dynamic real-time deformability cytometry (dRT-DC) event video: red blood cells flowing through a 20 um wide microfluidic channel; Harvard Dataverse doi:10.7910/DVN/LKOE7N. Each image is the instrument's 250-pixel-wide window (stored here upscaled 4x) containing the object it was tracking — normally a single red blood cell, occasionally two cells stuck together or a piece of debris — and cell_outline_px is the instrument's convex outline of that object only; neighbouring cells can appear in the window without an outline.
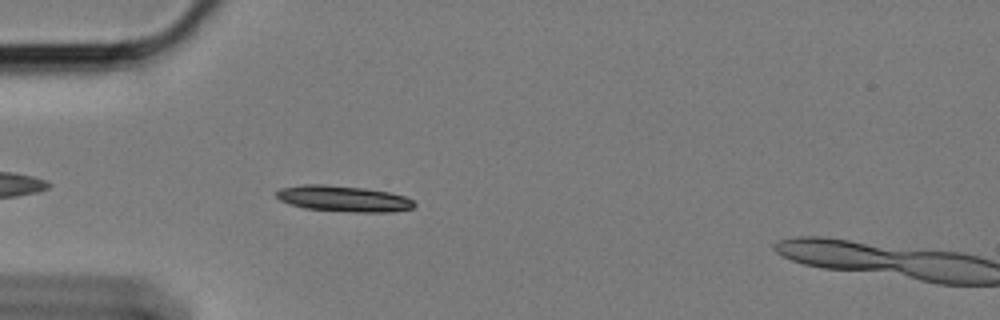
{"species": "Egyptian fruit bat (a non-hibernating species)", "species_latin": "Rousettus aegyptiacus", "temperature_condition": "cold", "stored_images_in_passage": 43, "camera_frame_rate_fps": 3000, "um_per_image_px": 0.085, "animal": {"sex": "female"}, "frame": {"image": 1, "passage_image": 1, "time_ms": 0.0, "image_size_px": [1000, 320], "cell_outline_px": [[416, 204], [412, 208], [392, 212], [352, 212], [304, 208], [288, 204], [280, 200], [276, 196], [276, 192], [280, 188], [300, 184], [324, 184], [364, 188], [388, 192], [404, 196], [412, 200]], "centroid_in_image_um": [29.16, 16.88], "position_along_channel_um": 55.8, "area_um2": 20.92}}
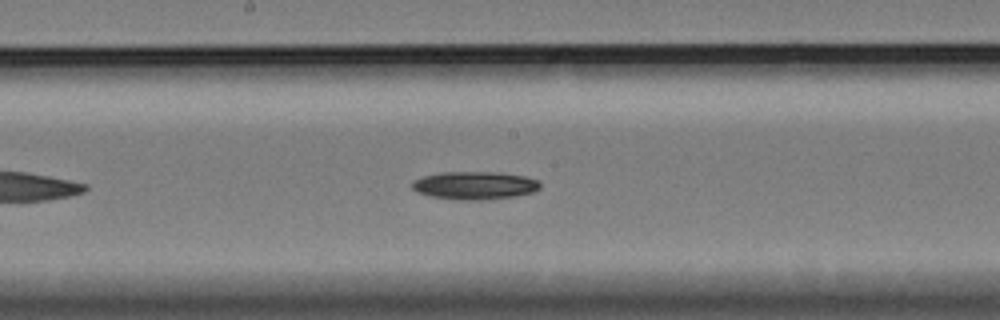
{"frame": {"image": 2, "passage_image": 15, "time_ms": 4.667, "image_size_px": [1000, 320], "cell_outline_px": [[540, 188], [532, 192], [516, 196], [480, 200], [460, 200], [432, 196], [416, 192], [412, 188], [412, 180], [424, 176], [440, 172], [500, 172], [524, 176], [540, 180]], "centroid_in_image_um": [40.35, 15.75], "position_along_channel_um": 207.8, "area_um2": 20.92}}
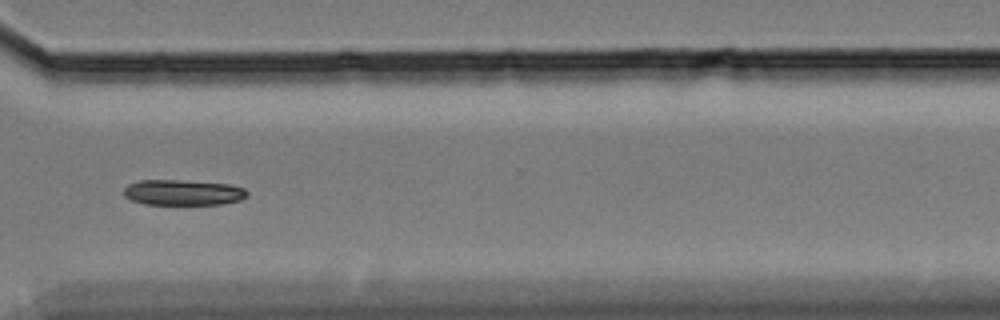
{"frame": {"image": 3, "passage_image": 28, "time_ms": 9.0, "image_size_px": [1000, 320], "cell_outline_px": [[248, 196], [240, 200], [224, 204], [144, 204], [132, 200], [124, 196], [124, 188], [128, 184], [140, 180], [180, 180], [228, 184], [244, 188], [248, 192]], "centroid_in_image_um": [15.56, 16.36], "position_along_channel_um": 355.0, "area_um2": 18.38}, "authors_computed_cell_mechanics": {"area_um2": 19.074, "velocity_mm_per_s": 3.3955, "shape_relaxation_time_tau1_ms": 2.8005, "shape_relaxation_time_tau2_ms": null, "deformation_change_tau1": 0.0583, "deformation_change_tau2": null}}